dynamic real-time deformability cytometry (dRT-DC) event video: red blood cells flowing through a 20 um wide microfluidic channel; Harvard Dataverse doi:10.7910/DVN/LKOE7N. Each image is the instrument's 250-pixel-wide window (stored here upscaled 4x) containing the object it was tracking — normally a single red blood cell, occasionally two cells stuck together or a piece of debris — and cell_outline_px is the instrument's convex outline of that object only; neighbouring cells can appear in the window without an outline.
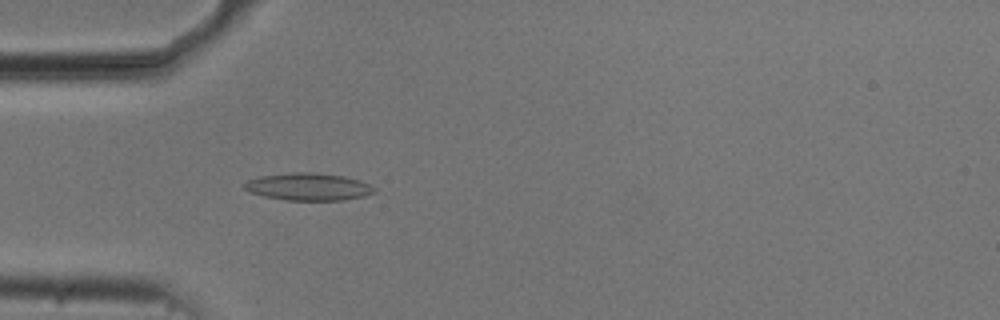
{"species": "common noctule bat (a hibernating species)", "species_latin": "Nyctalus noctula", "temperature_condition": "cold", "stored_images_in_passage": 54, "camera_frame_rate_fps": 3000, "um_per_image_px": 0.085, "animal": {"sex": "male", "body_mass_g": 20.5, "forearm_length_mm": 52.5}, "frame": {"image": 1, "passage_image": 16, "time_ms": 5.0, "image_size_px": [1000, 320], "cell_outline_px": [[376, 192], [364, 196], [344, 200], [284, 200], [264, 196], [248, 192], [244, 188], [244, 184], [248, 180], [260, 176], [292, 172], [312, 172], [344, 176], [360, 180], [376, 188]], "centroid_in_image_um": [26.21, 15.87], "position_along_channel_um": 58.8, "area_um2": 20.81}}
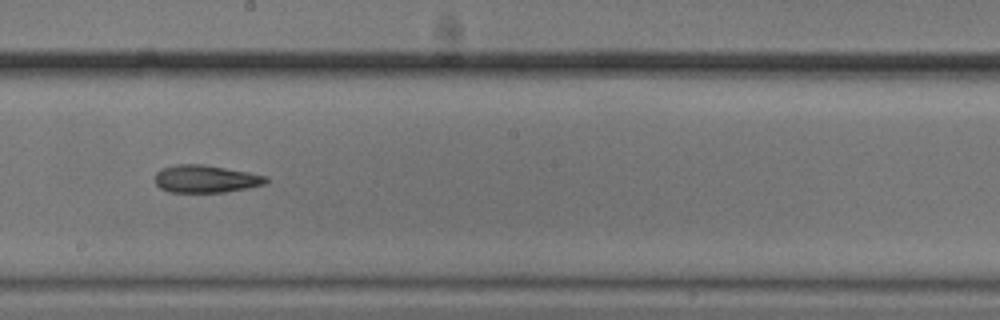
{"frame": {"image": 2, "passage_image": 30, "time_ms": 9.667, "image_size_px": [1000, 320], "cell_outline_px": [[268, 180], [264, 184], [248, 188], [224, 192], [168, 192], [160, 188], [156, 184], [156, 172], [160, 168], [176, 164], [204, 164], [248, 172], [268, 176]], "centroid_in_image_um": [17.47, 15.2], "position_along_channel_um": 230.7, "area_um2": 17.92}}
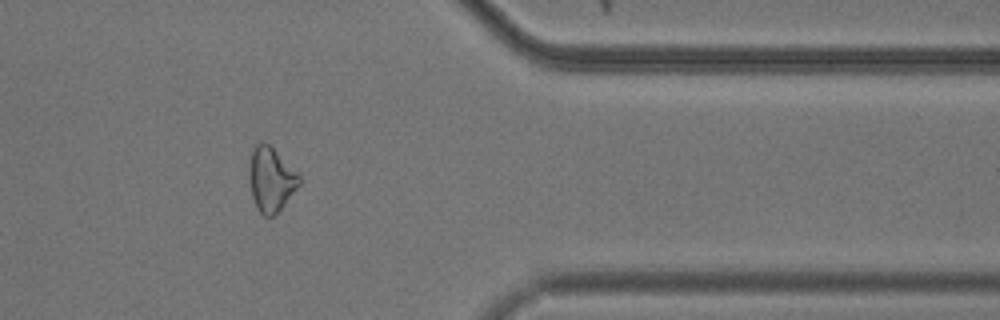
{"frame": {"image": 3, "passage_image": 44, "time_ms": 14.333, "image_size_px": [1000, 320], "cell_outline_px": [[300, 184], [280, 208], [272, 216], [264, 216], [256, 208], [252, 196], [248, 172], [248, 168], [252, 148], [260, 140], [264, 140], [300, 176]], "centroid_in_image_um": [22.98, 15.22], "position_along_channel_um": 388.4, "area_um2": 18.44}}